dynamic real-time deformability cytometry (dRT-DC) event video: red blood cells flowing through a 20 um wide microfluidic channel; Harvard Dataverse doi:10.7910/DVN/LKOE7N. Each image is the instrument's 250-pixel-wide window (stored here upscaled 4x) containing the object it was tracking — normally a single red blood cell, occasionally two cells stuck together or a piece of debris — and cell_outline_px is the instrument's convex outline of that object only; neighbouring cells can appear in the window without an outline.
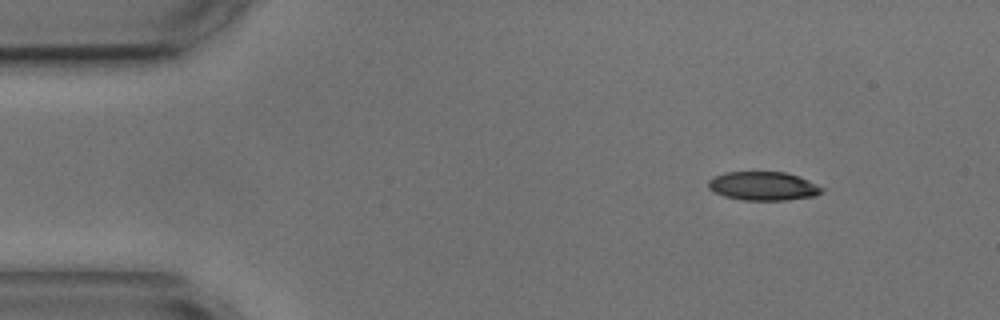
{"species": "common noctule bat (a hibernating species)", "species_latin": "Nyctalus noctula", "temperature_condition": "cold", "stored_images_in_passage": 5, "camera_frame_rate_fps": 3000, "um_per_image_px": 0.085, "animal": {"sex": "male", "body_mass_g": 17.9, "forearm_length_mm": 54.2}, "frame": {"image": 1, "passage_image": 1, "time_ms": 0.0, "image_size_px": [1000, 320], "cell_outline_px": [[824, 192], [816, 196], [788, 200], [744, 200], [724, 196], [712, 192], [708, 188], [708, 180], [724, 172], [784, 172], [800, 176], [824, 188]], "centroid_in_image_um": [64.89, 15.82], "position_along_channel_um": 20.1, "area_um2": 19.19}}
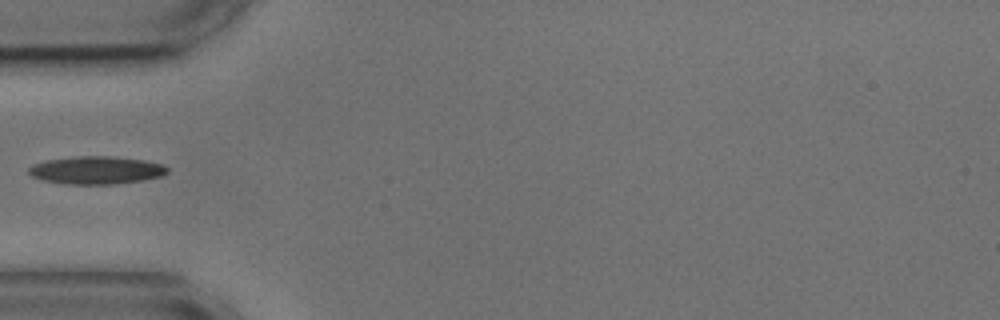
{"frame": {"image": 2, "passage_image": 4, "time_ms": 3.667, "image_size_px": [1000, 320], "cell_outline_px": [[168, 172], [160, 176], [140, 180], [116, 184], [68, 184], [44, 180], [32, 176], [28, 172], [28, 168], [32, 164], [44, 160], [80, 156], [112, 156], [144, 160], [164, 164], [168, 168]], "centroid_in_image_um": [8.17, 14.45], "position_along_channel_um": 76.8, "area_um2": 22.43}}